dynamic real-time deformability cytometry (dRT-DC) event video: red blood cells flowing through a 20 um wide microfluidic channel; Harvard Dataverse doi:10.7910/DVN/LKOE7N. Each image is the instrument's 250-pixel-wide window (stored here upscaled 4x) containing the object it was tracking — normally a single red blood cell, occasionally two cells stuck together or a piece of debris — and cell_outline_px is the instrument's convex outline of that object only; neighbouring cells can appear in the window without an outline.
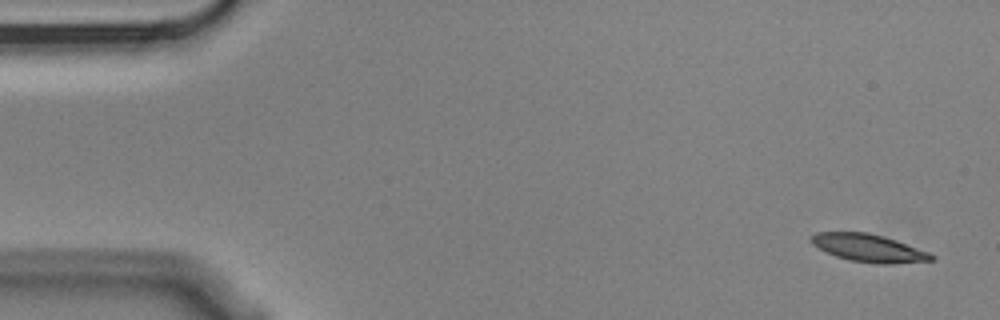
{"species": "Egyptian fruit bat (a non-hibernating species)", "species_latin": "Rousettus aegyptiacus", "temperature_condition": "cold", "stored_images_in_passage": 8, "camera_frame_rate_fps": 3000, "um_per_image_px": 0.085, "animal": {"sex": "male"}, "frame": {"image": 1, "passage_image": 1, "time_ms": 0.0, "image_size_px": [1000, 320], "cell_outline_px": [[936, 260], [892, 264], [876, 264], [852, 260], [836, 256], [812, 244], [808, 240], [808, 236], [816, 232], [868, 232], [884, 236], [896, 240], [928, 252], [936, 256]], "centroid_in_image_um": [73.84, 21.07], "position_along_channel_um": 11.2, "area_um2": 19.48}}
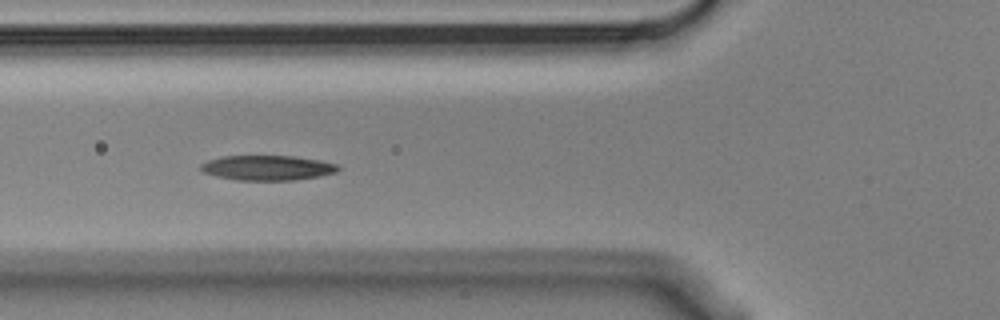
{"frame": {"image": 2, "passage_image": 6, "time_ms": 1.667, "image_size_px": [1000, 320], "cell_outline_px": [[340, 168], [336, 172], [296, 180], [236, 180], [216, 176], [204, 172], [200, 168], [200, 164], [208, 160], [224, 156], [292, 156], [316, 160], [336, 164]], "centroid_in_image_um": [22.68, 14.26], "position_along_channel_um": 103.1, "area_um2": 19.65}}
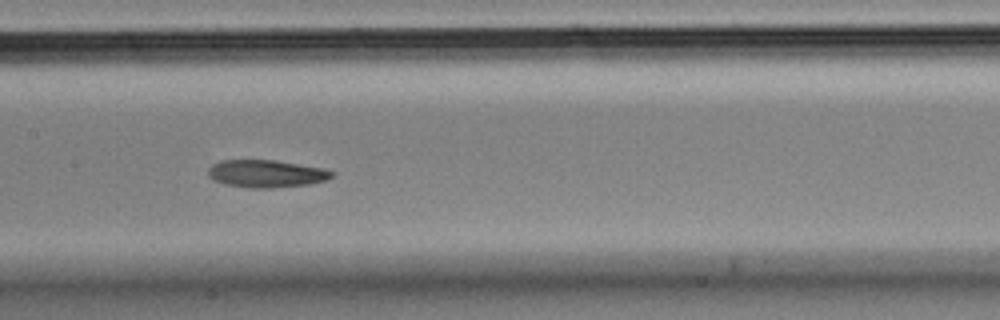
{"frame": {"image": 3, "passage_image": 8, "time_ms": 2.333, "image_size_px": [1000, 320], "cell_outline_px": [[336, 172], [332, 176], [324, 180], [308, 184], [272, 188], [248, 188], [224, 184], [212, 180], [208, 176], [208, 168], [212, 164], [220, 160], [276, 160], [324, 168]], "centroid_in_image_um": [22.59, 14.76], "position_along_channel_um": 184.8, "area_um2": 20.0}}